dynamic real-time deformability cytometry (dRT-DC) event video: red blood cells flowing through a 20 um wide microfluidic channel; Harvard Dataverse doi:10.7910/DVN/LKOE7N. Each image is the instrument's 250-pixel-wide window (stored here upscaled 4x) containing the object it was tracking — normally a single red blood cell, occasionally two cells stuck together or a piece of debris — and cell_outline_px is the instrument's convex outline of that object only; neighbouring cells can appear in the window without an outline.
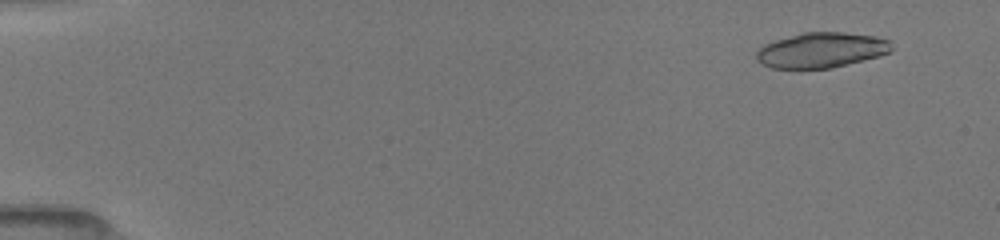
{"species": "common noctule bat (a hibernating species)", "species_latin": "Nyctalus noctula", "temperature_condition": "room temperature", "stored_images_in_passage": 33, "camera_frame_rate_fps": 3000, "um_per_image_px": 0.085, "animal": {"sex": "female", "body_mass_g": 19.5, "forearm_length_mm": 54.1}, "frame": {"image": 1, "passage_image": 3, "time_ms": 1.0, "image_size_px": [1000, 240], "cell_outline_px": [[892, 52], [880, 56], [832, 68], [772, 68], [756, 60], [756, 52], [764, 44], [772, 40], [800, 32], [844, 32], [876, 36], [892, 40]], "centroid_in_image_um": [69.84, 4.24], "position_along_channel_um": 15.2, "area_um2": 28.15}}
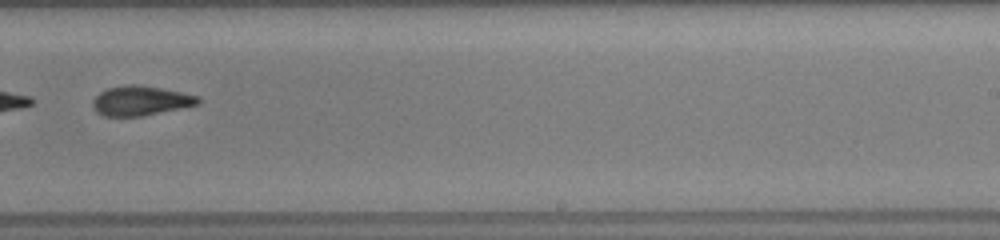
{"frame": {"image": 2, "passage_image": 19, "time_ms": 11.0, "image_size_px": [1000, 240], "cell_outline_px": [[200, 104], [144, 116], [104, 116], [96, 112], [92, 104], [92, 100], [100, 92], [108, 88], [128, 84], [140, 84], [200, 96]], "centroid_in_image_um": [11.95, 8.56], "position_along_channel_um": 277.0, "area_um2": 18.26}}
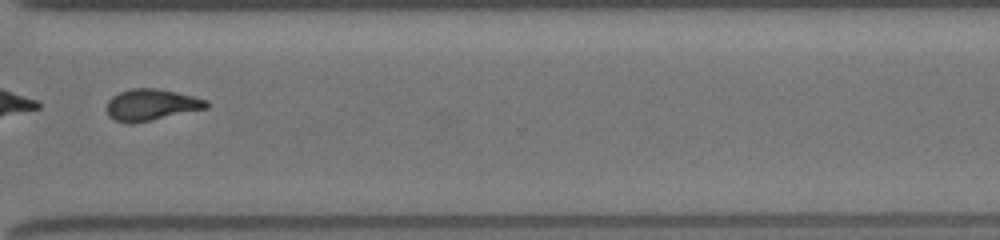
{"frame": {"image": 3, "passage_image": 26, "time_ms": 13.0, "image_size_px": [1000, 240], "cell_outline_px": [[208, 108], [152, 120], [128, 124], [116, 120], [108, 116], [108, 100], [112, 96], [120, 92], [132, 88], [156, 88], [176, 92], [208, 100]], "centroid_in_image_um": [12.86, 8.91], "position_along_channel_um": 357.7, "area_um2": 18.15}, "authors_computed_cell_mechanics": {"area_um2": 18.8428, "velocity_mm_per_s": 4.0099, "shape_relaxation_time_tau1_ms": 11.0205, "shape_relaxation_time_tau2_ms": 3.3694, "deformation_change_tau1": 0.2564, "deformation_change_tau2": 0.1029}}